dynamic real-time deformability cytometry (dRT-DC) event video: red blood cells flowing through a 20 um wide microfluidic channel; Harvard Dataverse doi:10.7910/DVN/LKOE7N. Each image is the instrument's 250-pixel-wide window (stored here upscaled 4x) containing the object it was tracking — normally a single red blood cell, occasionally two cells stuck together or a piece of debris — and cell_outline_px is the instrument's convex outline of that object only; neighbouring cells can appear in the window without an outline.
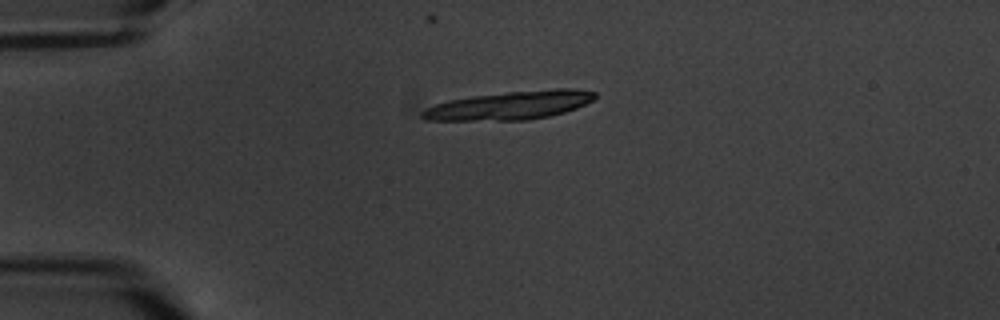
{"species": "common noctule bat (a hibernating species)", "species_latin": "Nyctalus noctula", "temperature_condition": "warm", "stored_images_in_passage": 3, "camera_frame_rate_fps": 3000, "um_per_image_px": 0.085, "animal": {"sex": "male", "body_mass_g": 20.1, "forearm_length_mm": 53.5}, "frame": {"image": 1, "passage_image": 1, "time_ms": 0.0, "image_size_px": [1000, 320], "cell_outline_px": [[596, 96], [592, 100], [576, 108], [564, 112], [548, 116], [528, 120], [424, 120], [420, 116], [420, 112], [424, 108], [448, 100], [472, 96], [508, 92], [556, 88], [576, 88], [596, 92]], "centroid_in_image_um": [43.33, 8.95], "position_along_channel_um": 41.7, "area_um2": 28.61}}